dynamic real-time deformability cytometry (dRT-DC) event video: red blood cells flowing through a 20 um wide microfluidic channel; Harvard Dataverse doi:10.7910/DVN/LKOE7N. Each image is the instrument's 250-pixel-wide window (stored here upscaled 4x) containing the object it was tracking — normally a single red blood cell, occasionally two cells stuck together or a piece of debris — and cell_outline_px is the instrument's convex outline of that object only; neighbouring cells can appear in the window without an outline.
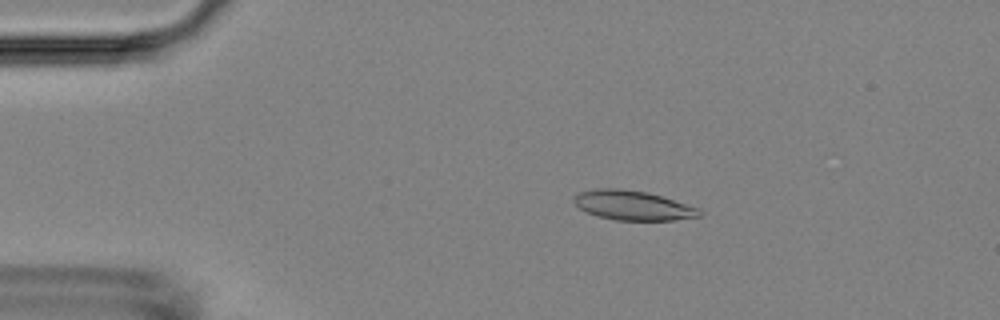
{"species": "Egyptian fruit bat (a non-hibernating species)", "species_latin": "Rousettus aegyptiacus", "temperature_condition": "room temperature", "stored_images_in_passage": 54, "camera_frame_rate_fps": 3000, "um_per_image_px": 0.085, "animal": {"sex": "female"}, "frame": {"image": 1, "passage_image": 10, "time_ms": 3.0, "image_size_px": [1000, 320], "cell_outline_px": [[704, 212], [700, 216], [672, 220], [616, 220], [596, 216], [580, 208], [572, 200], [576, 192], [596, 188], [620, 188], [648, 192], [700, 208]], "centroid_in_image_um": [53.78, 17.44], "position_along_channel_um": 31.2, "area_um2": 21.73}}
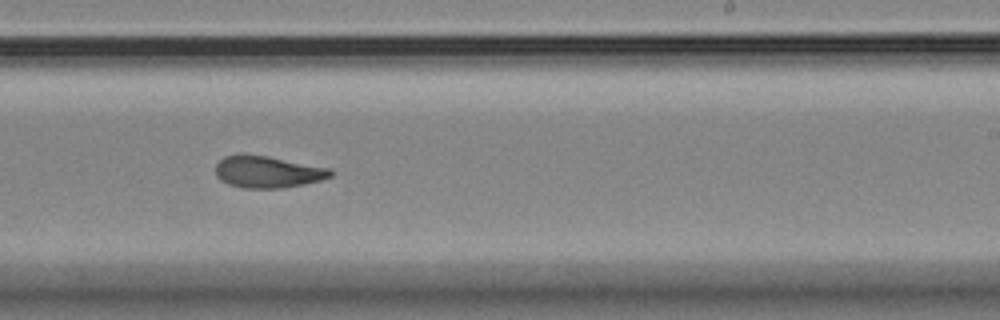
{"frame": {"image": 2, "passage_image": 33, "time_ms": 10.667, "image_size_px": [1000, 320], "cell_outline_px": [[332, 176], [320, 180], [304, 184], [280, 188], [240, 188], [228, 184], [220, 180], [216, 176], [216, 164], [224, 156], [268, 156], [332, 168]], "centroid_in_image_um": [22.77, 14.63], "position_along_channel_um": 266.2, "area_um2": 21.1}}
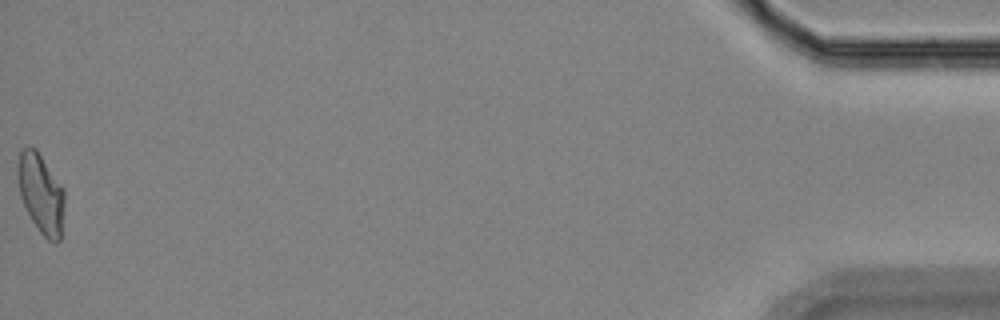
{"frame": {"image": 3, "passage_image": 54, "time_ms": 17.667, "image_size_px": [1000, 320], "cell_outline_px": [[64, 204], [60, 240], [56, 244], [48, 240], [40, 232], [32, 220], [20, 196], [16, 176], [16, 168], [20, 152], [28, 144], [36, 148], [64, 188]], "centroid_in_image_um": [3.47, 16.41], "position_along_channel_um": 431.7, "area_um2": 21.91}, "authors_computed_cell_mechanics": {"area_um2": 21.3571, "velocity_mm_per_s": 3.7032, "shape_relaxation_time_tau1_ms": null, "shape_relaxation_time_tau2_ms": 3.01, "deformation_change_tau1": null, "deformation_change_tau2": 0.1049}}